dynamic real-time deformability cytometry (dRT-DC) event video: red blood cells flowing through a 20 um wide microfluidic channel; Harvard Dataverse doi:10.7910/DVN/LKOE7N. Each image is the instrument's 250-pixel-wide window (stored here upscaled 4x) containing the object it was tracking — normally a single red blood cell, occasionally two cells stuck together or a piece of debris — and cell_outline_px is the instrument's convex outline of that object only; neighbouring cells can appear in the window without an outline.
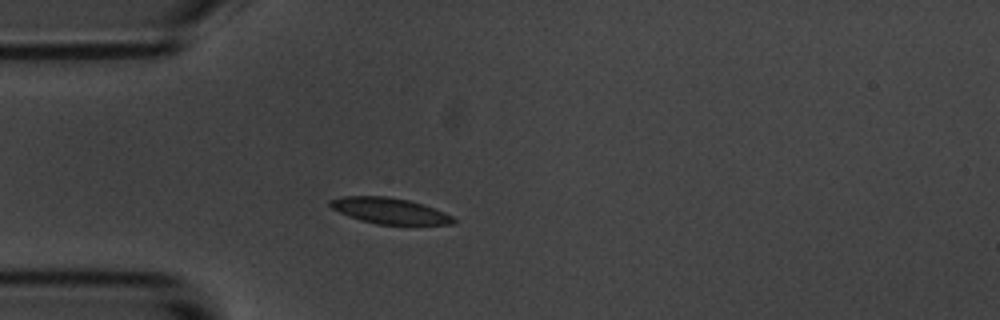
{"species": "common noctule bat (a hibernating species)", "species_latin": "Nyctalus noctula", "temperature_condition": "room temperature", "stored_images_in_passage": 42, "camera_frame_rate_fps": 3000, "um_per_image_px": 0.085, "animal": {"sex": "male", "body_mass_g": 20.1, "forearm_length_mm": 53.5}, "frame": {"image": 1, "passage_image": 1, "time_ms": 0.0, "image_size_px": [1000, 320], "cell_outline_px": [[456, 220], [452, 224], [376, 224], [360, 220], [348, 216], [332, 208], [328, 204], [328, 200], [344, 196], [384, 196], [408, 200], [444, 212], [452, 216]], "centroid_in_image_um": [33.06, 17.91], "position_along_channel_um": 51.9, "area_um2": 18.32}}
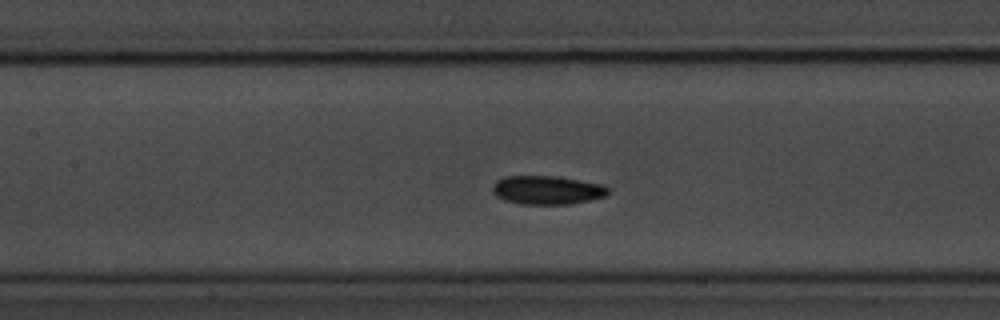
{"frame": {"image": 2, "passage_image": 11, "time_ms": 3.333, "image_size_px": [1000, 320], "cell_outline_px": [[608, 192], [604, 196], [572, 204], [520, 204], [504, 200], [496, 196], [492, 192], [492, 184], [496, 180], [504, 176], [556, 176], [604, 184], [608, 188]], "centroid_in_image_um": [46.46, 16.15], "position_along_channel_um": 160.9, "area_um2": 19.42}}
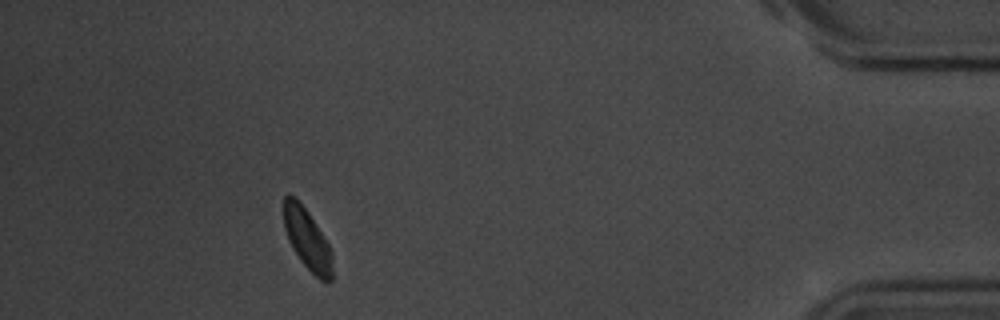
{"frame": {"image": 3, "passage_image": 37, "time_ms": 12.0, "image_size_px": [1000, 320], "cell_outline_px": [[332, 280], [328, 284], [320, 280], [300, 260], [292, 248], [288, 240], [284, 228], [284, 196], [288, 192], [296, 196], [308, 212], [328, 244], [332, 252]], "centroid_in_image_um": [26.1, 20.32], "position_along_channel_um": 409.1, "area_um2": 17.34}, "authors_computed_cell_mechanics": {"area_um2": 18.496, "velocity_mm_per_s": 3.52, "shape_relaxation_time_tau1_ms": 6.6794, "shape_relaxation_time_tau2_ms": 7.8132, "deformation_change_tau1": 0.2023, "deformation_change_tau2": 0.1083}}